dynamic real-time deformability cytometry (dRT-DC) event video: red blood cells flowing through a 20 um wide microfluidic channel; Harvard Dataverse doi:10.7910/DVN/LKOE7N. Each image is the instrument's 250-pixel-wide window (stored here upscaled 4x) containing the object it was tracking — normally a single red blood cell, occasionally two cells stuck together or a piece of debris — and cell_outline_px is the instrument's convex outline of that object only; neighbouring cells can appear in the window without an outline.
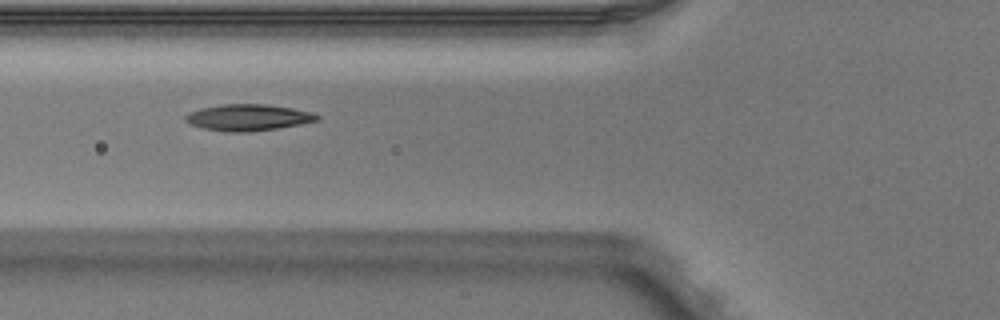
{"species": "Egyptian fruit bat (a non-hibernating species)", "species_latin": "Rousettus aegyptiacus", "temperature_condition": "warm", "stored_images_in_passage": 3, "camera_frame_rate_fps": 3000, "um_per_image_px": 0.085, "animal": {"sex": "male"}, "frame": {"image": 1, "passage_image": 2, "time_ms": 0.333, "image_size_px": [1000, 320], "cell_outline_px": [[320, 120], [300, 124], [276, 128], [248, 132], [224, 132], [200, 128], [184, 120], [184, 116], [200, 108], [224, 104], [264, 104], [292, 108], [312, 112], [320, 116]], "centroid_in_image_um": [21.09, 9.99], "position_along_channel_um": 104.7, "area_um2": 20.23}}
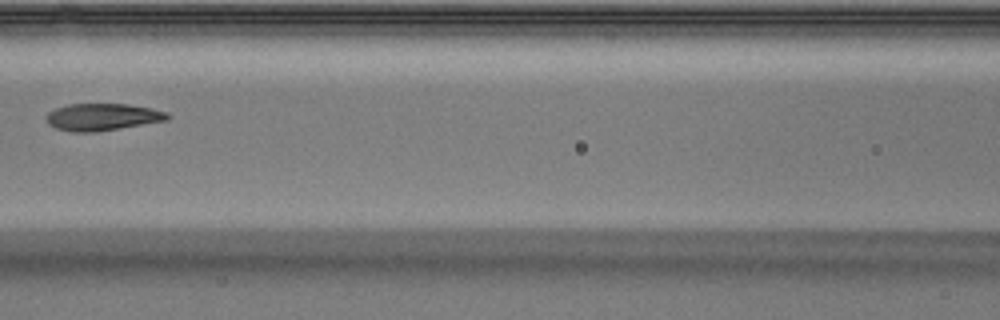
{"frame": {"image": 2, "passage_image": 3, "time_ms": 0.667, "image_size_px": [1000, 320], "cell_outline_px": [[172, 116], [168, 120], [120, 128], [92, 132], [72, 132], [56, 128], [48, 124], [48, 112], [56, 108], [68, 104], [128, 104], [152, 108], [168, 112]], "centroid_in_image_um": [8.75, 9.94], "position_along_channel_um": 157.8, "area_um2": 19.07}}